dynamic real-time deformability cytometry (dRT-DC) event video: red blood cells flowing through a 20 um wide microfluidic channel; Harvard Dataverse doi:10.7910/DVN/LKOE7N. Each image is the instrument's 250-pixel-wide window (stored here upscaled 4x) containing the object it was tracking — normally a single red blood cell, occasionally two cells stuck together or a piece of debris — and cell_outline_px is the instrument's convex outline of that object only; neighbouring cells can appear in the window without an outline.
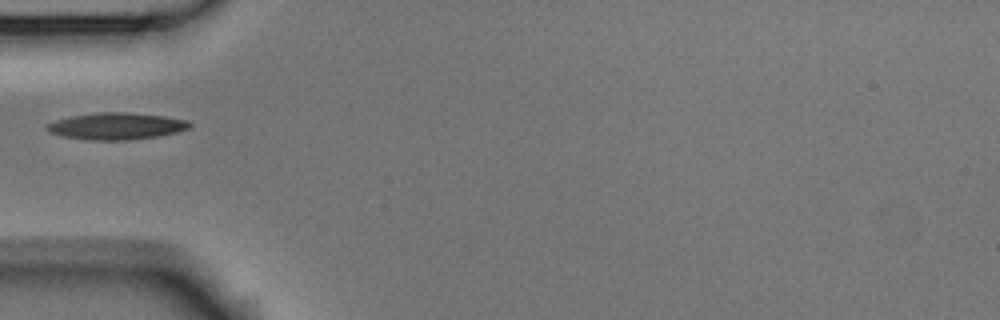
{"species": "Egyptian fruit bat (a non-hibernating species)", "species_latin": "Rousettus aegyptiacus", "temperature_condition": "room temperature", "stored_images_in_passage": 6, "camera_frame_rate_fps": 3000, "um_per_image_px": 0.085, "animal": {"sex": "male"}, "frame": {"image": 1, "passage_image": 5, "time_ms": 1.333, "image_size_px": [1000, 320], "cell_outline_px": [[192, 124], [188, 128], [176, 132], [156, 136], [128, 140], [88, 140], [64, 136], [48, 132], [44, 124], [56, 120], [72, 116], [100, 112], [128, 112], [164, 116], [188, 120]], "centroid_in_image_um": [9.87, 10.71], "position_along_channel_um": 75.1, "area_um2": 22.2}}
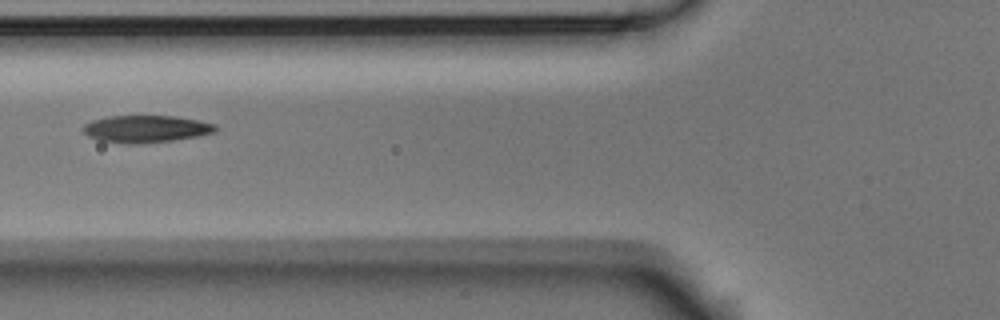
{"frame": {"image": 2, "passage_image": 6, "time_ms": 1.667, "image_size_px": [1000, 320], "cell_outline_px": [[216, 132], [196, 136], [172, 140], [144, 144], [128, 144], [96, 140], [88, 136], [84, 132], [84, 124], [92, 120], [108, 116], [176, 116], [216, 124]], "centroid_in_image_um": [12.38, 10.96], "position_along_channel_um": 113.4, "area_um2": 20.98}}